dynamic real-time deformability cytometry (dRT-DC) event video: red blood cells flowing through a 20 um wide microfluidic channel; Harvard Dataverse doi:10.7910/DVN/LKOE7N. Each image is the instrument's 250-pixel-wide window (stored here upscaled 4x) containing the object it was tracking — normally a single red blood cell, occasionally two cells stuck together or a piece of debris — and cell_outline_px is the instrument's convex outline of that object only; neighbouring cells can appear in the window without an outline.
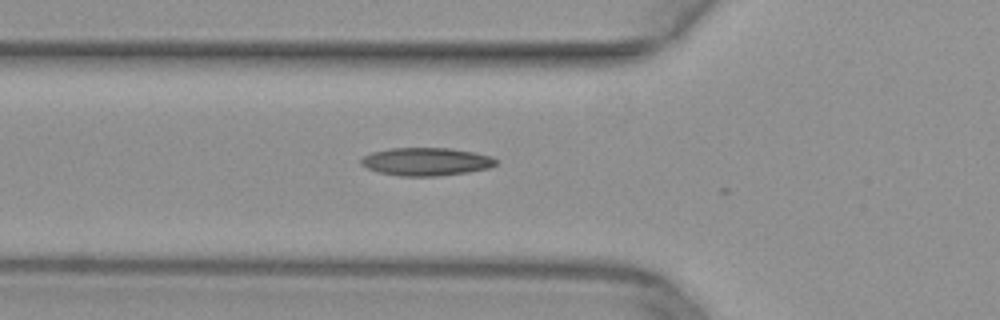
{"species": "common noctule bat (a hibernating species)", "species_latin": "Nyctalus noctula", "temperature_condition": "warm", "stored_images_in_passage": 4, "camera_frame_rate_fps": 3000, "um_per_image_px": 0.085, "animal": {"sex": "female", "body_mass_g": 29.2, "forearm_length_mm": 56.3}, "frame": {"image": 1, "passage_image": 2, "time_ms": 0.333, "image_size_px": [1000, 320], "cell_outline_px": [[496, 164], [488, 168], [468, 172], [436, 176], [400, 176], [380, 172], [368, 168], [360, 164], [360, 160], [364, 156], [372, 152], [392, 148], [452, 148], [476, 152], [492, 156], [496, 160]], "centroid_in_image_um": [36.24, 13.73], "position_along_channel_um": 89.6, "area_um2": 21.96}}